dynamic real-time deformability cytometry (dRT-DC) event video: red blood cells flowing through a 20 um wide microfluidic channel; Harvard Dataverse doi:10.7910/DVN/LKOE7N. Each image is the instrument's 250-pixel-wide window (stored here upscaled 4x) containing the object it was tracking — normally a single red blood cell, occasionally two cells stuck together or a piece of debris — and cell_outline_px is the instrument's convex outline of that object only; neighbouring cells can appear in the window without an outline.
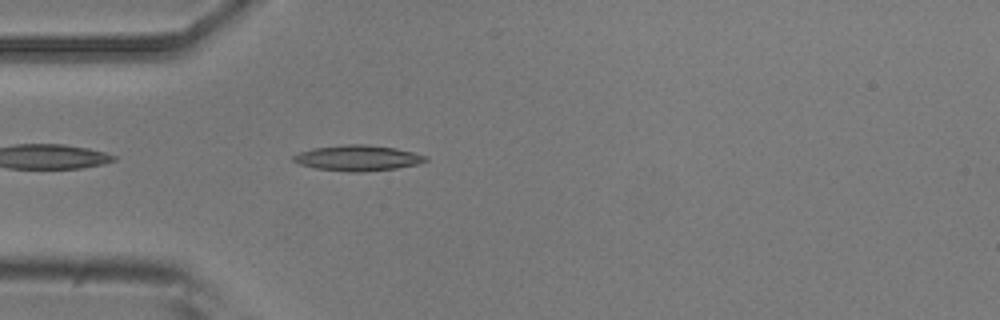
{"species": "common noctule bat (a hibernating species)", "species_latin": "Nyctalus noctula", "temperature_condition": "room temperature", "stored_images_in_passage": 35, "camera_frame_rate_fps": 3000, "um_per_image_px": 0.085, "animal": {"sex": "male", "body_mass_g": 20.5, "forearm_length_mm": 52.5}, "frame": {"image": 1, "passage_image": 2, "time_ms": 0.333, "image_size_px": [1000, 320], "cell_outline_px": [[428, 160], [416, 164], [396, 168], [364, 172], [348, 172], [316, 168], [300, 164], [292, 160], [292, 156], [300, 152], [312, 148], [344, 144], [364, 144], [396, 148], [428, 156]], "centroid_in_image_um": [30.4, 13.42], "position_along_channel_um": 54.6, "area_um2": 19.71}}
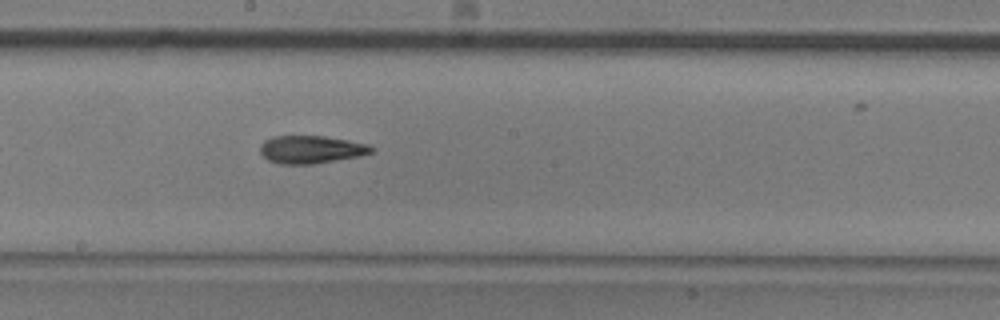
{"frame": {"image": 2, "passage_image": 15, "time_ms": 4.667, "image_size_px": [1000, 320], "cell_outline_px": [[376, 148], [372, 152], [360, 156], [312, 164], [280, 164], [268, 160], [260, 152], [260, 144], [264, 140], [272, 136], [324, 136], [348, 140], [368, 144]], "centroid_in_image_um": [26.44, 12.7], "position_along_channel_um": 221.8, "area_um2": 18.09}}
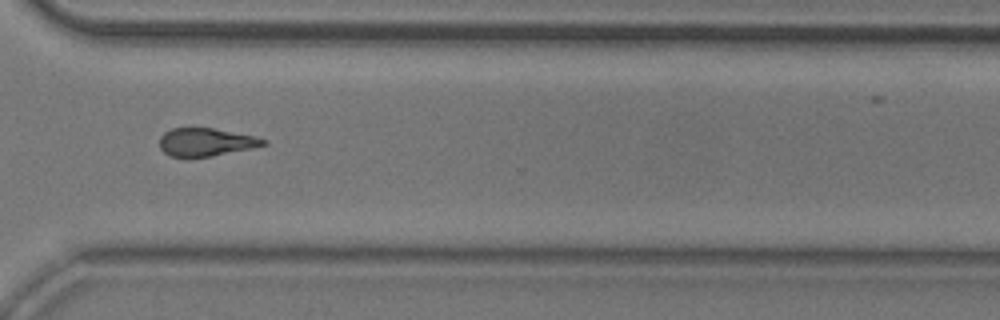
{"frame": {"image": 3, "passage_image": 25, "time_ms": 8.0, "image_size_px": [1000, 320], "cell_outline_px": [[268, 144], [252, 148], [208, 156], [168, 156], [160, 148], [160, 136], [164, 132], [172, 128], [212, 128], [256, 136], [268, 140]], "centroid_in_image_um": [17.51, 12.06], "position_along_channel_um": 353.1, "area_um2": 16.76}, "authors_computed_cell_mechanics": {"area_um2": 18.0914, "velocity_mm_per_s": 3.9598, "shape_relaxation_time_tau1_ms": 6.3785, "shape_relaxation_time_tau2_ms": 6.0543, "deformation_change_tau1": 0.1948, "deformation_change_tau2": 0.1793}}